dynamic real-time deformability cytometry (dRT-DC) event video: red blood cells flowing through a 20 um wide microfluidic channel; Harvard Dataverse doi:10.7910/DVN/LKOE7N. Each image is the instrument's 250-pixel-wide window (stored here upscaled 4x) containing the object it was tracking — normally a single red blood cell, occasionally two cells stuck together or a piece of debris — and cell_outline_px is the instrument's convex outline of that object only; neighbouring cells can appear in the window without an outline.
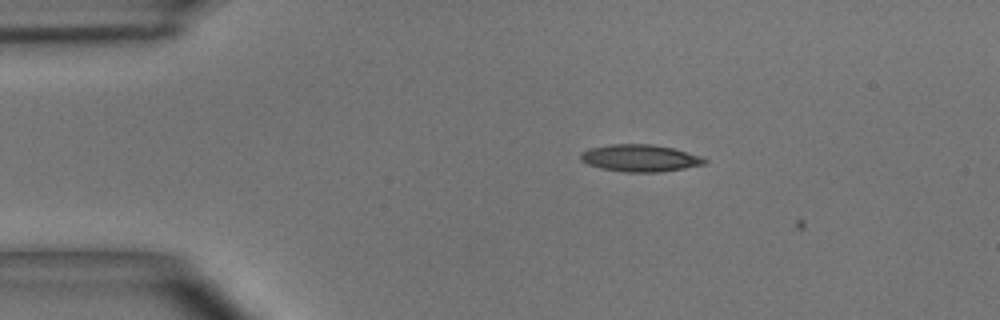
{"species": "common noctule bat (a hibernating species)", "species_latin": "Nyctalus noctula", "temperature_condition": "room temperature", "stored_images_in_passage": 7, "camera_frame_rate_fps": 3000, "um_per_image_px": 0.085, "animal": {"sex": "male", "body_mass_g": 15.6}, "frame": {"image": 1, "passage_image": 6, "time_ms": 1.667, "image_size_px": [1000, 320], "cell_outline_px": [[708, 160], [704, 164], [684, 168], [660, 172], [624, 172], [600, 168], [588, 164], [580, 160], [580, 152], [588, 148], [612, 144], [652, 144], [672, 148], [700, 156]], "centroid_in_image_um": [54.35, 13.44], "position_along_channel_um": 30.6, "area_um2": 19.54}}